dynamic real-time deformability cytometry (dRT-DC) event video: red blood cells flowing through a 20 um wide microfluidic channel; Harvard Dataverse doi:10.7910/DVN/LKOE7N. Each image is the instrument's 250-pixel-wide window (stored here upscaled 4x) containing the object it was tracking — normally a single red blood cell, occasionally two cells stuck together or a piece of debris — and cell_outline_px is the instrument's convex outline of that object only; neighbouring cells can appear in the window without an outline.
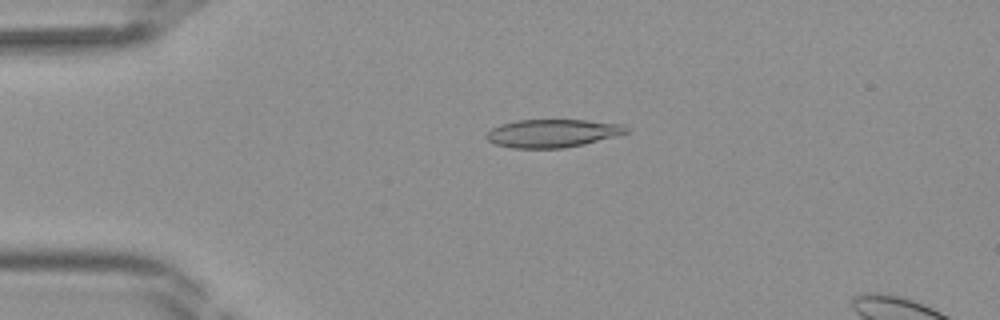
{"species": "Egyptian fruit bat (a non-hibernating species)", "species_latin": "Rousettus aegyptiacus", "temperature_condition": "room temperature", "stored_images_in_passage": 43, "segment_of_instrument_passage": [1, 2], "camera_frame_rate_fps": 3000, "um_per_image_px": 0.085, "frame": {"image": 1, "passage_image": 10, "time_ms": 3.0, "image_size_px": [1000, 320], "cell_outline_px": [[628, 132], [584, 144], [564, 148], [512, 148], [496, 144], [488, 140], [484, 136], [492, 128], [500, 124], [516, 120], [584, 120], [624, 124], [628, 128]], "centroid_in_image_um": [46.93, 11.32], "position_along_channel_um": 38.1, "area_um2": 22.77}}
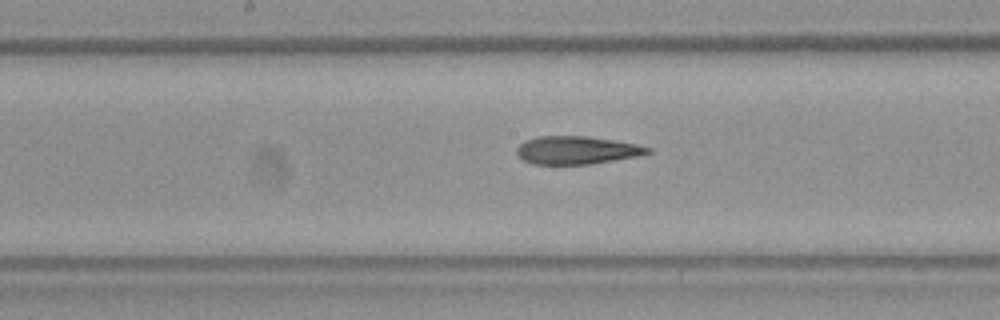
{"frame": {"image": 2, "passage_image": 22, "time_ms": 7.0, "image_size_px": [1000, 320], "cell_outline_px": [[652, 152], [636, 156], [592, 164], [532, 164], [524, 160], [516, 152], [516, 148], [524, 140], [536, 136], [588, 136], [636, 144], [652, 148]], "centroid_in_image_um": [49.0, 12.76], "position_along_channel_um": 199.2, "area_um2": 21.33}}
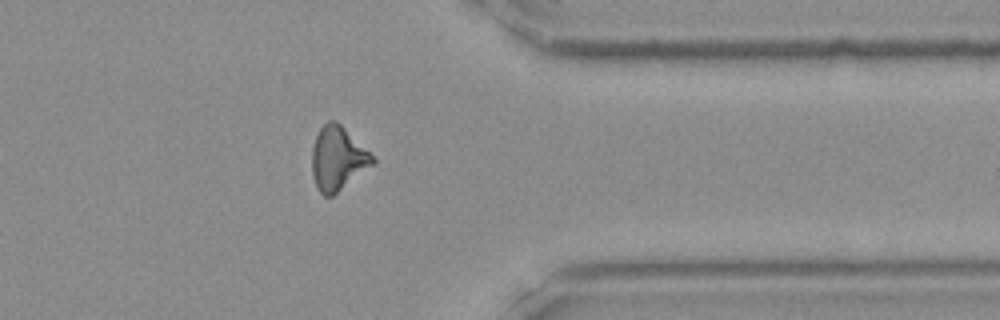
{"frame": {"image": 3, "passage_image": 34, "time_ms": 11.0, "image_size_px": [1000, 320], "cell_outline_px": [[376, 164], [332, 196], [324, 196], [316, 188], [312, 176], [312, 148], [316, 136], [320, 128], [328, 120], [336, 120], [376, 160]], "centroid_in_image_um": [28.69, 13.5], "position_along_channel_um": 382.7, "area_um2": 22.43}}